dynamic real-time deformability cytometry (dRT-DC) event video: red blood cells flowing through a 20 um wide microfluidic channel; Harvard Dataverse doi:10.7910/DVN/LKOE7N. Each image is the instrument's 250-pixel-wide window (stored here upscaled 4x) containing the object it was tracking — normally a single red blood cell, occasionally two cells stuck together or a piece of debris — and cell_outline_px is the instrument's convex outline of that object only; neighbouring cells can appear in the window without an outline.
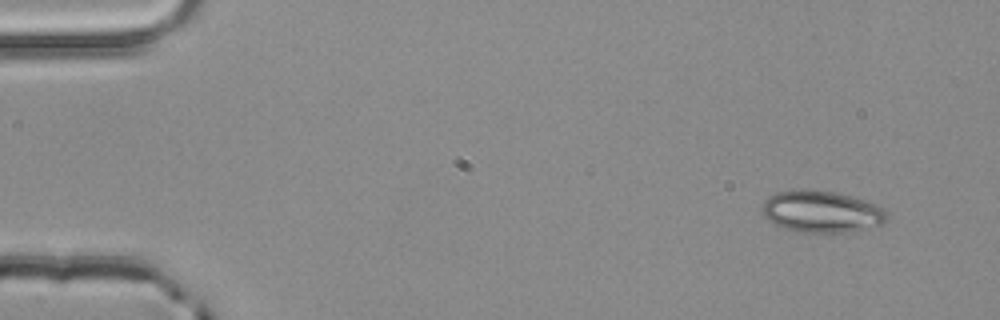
{"species": "common noctule bat (a hibernating species)", "species_latin": "Nyctalus noctula", "temperature_condition": "room temperature", "stored_images_in_passage": 3, "camera_frame_rate_fps": 3000, "um_per_image_px": 0.085, "animal": {"sex": "male", "body_mass_g": 20.4}, "frame": {"image": 1, "passage_image": 1, "time_ms": 0.0, "image_size_px": [1000, 320], "cell_outline_px": [[888, 220], [884, 224], [848, 232], [800, 232], [784, 228], [768, 220], [760, 212], [760, 208], [764, 200], [768, 196], [776, 192], [804, 188], [812, 188], [852, 196], [876, 204], [884, 208], [888, 212]], "centroid_in_image_um": [69.82, 17.97], "position_along_channel_um": 15.2, "area_um2": 30.87}}